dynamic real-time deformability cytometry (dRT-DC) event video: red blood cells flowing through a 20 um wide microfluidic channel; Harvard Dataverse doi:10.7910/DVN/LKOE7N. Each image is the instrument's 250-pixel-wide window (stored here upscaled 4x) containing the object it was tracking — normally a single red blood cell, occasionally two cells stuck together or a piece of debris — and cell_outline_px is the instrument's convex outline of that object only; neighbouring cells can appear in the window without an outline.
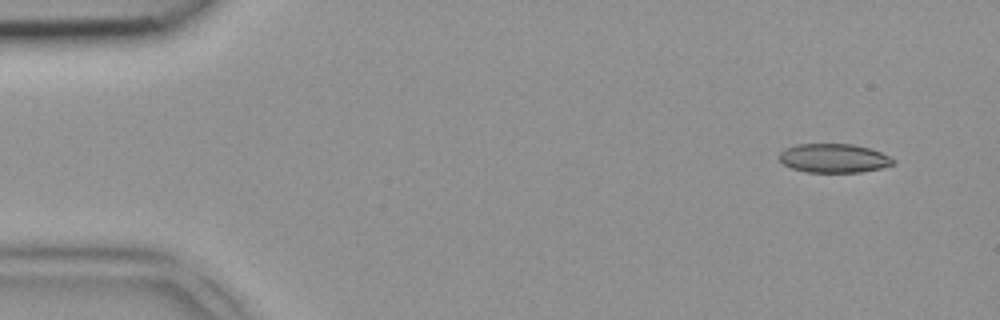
{"species": "common noctule bat (a hibernating species)", "species_latin": "Nyctalus noctula", "temperature_condition": "room temperature", "stored_images_in_passage": 3, "camera_frame_rate_fps": 3000, "um_per_image_px": 0.085, "animal": {"sex": "female", "body_mass_g": 18.4}, "frame": {"image": 1, "passage_image": 1, "time_ms": 0.0, "image_size_px": [1000, 320], "cell_outline_px": [[896, 164], [880, 168], [860, 172], [804, 172], [792, 168], [784, 164], [776, 156], [784, 148], [796, 144], [852, 144], [868, 148], [880, 152], [896, 160]], "centroid_in_image_um": [70.84, 13.45], "position_along_channel_um": 14.2, "area_um2": 19.31}}